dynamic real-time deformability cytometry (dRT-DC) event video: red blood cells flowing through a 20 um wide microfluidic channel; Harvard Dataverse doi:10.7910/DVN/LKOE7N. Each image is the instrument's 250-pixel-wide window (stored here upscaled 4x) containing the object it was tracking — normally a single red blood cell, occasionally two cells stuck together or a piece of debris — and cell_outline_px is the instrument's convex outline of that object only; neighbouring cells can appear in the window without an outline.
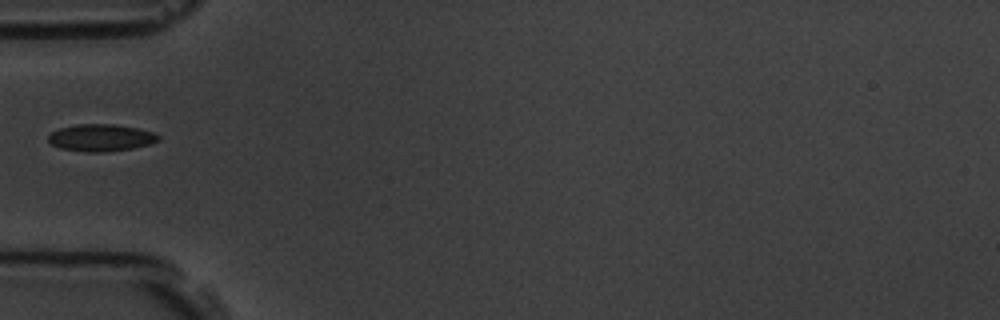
{"species": "common noctule bat (a hibernating species)", "species_latin": "Nyctalus noctula", "temperature_condition": "room temperature", "stored_images_in_passage": 1, "camera_frame_rate_fps": 3000, "um_per_image_px": 0.085, "animal": {"sex": "male", "body_mass_g": 19.5, "forearm_length_mm": 54.6}, "frame": {"image": 1, "passage_image": 1, "time_ms": 0.0, "image_size_px": [1000, 320], "cell_outline_px": [[160, 140], [148, 144], [132, 148], [104, 152], [84, 152], [60, 148], [52, 144], [48, 140], [48, 136], [52, 132], [60, 128], [76, 124], [116, 124], [136, 128], [152, 132], [160, 136]], "centroid_in_image_um": [8.56, 11.7], "position_along_channel_um": 76.4, "area_um2": 17.28}}